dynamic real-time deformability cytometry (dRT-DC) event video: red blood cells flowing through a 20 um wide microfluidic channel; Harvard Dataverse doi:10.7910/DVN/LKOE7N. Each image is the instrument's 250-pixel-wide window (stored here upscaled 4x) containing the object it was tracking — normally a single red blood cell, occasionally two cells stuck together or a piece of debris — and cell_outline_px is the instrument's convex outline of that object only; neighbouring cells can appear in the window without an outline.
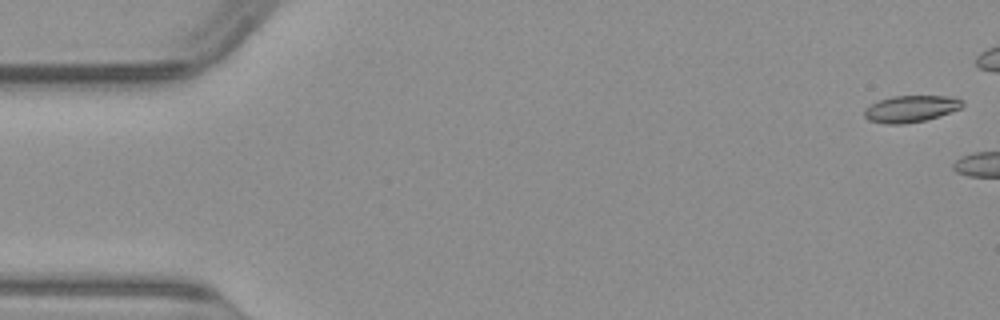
{"species": "common noctule bat (a hibernating species)", "species_latin": "Nyctalus noctula", "temperature_condition": "warm", "stored_images_in_passage": 5, "camera_frame_rate_fps": 3000, "um_per_image_px": 0.085, "animal": {"sex": "male", "body_mass_g": 23.1, "forearm_length_mm": 52.7}, "frame": {"image": 1, "passage_image": 1, "time_ms": 0.0, "image_size_px": [1000, 320], "cell_outline_px": [[964, 104], [960, 108], [924, 120], [904, 124], [884, 124], [868, 120], [864, 116], [864, 108], [880, 100], [892, 96], [952, 96], [964, 100]], "centroid_in_image_um": [77.39, 9.24], "position_along_channel_um": 7.6, "area_um2": 15.14}}